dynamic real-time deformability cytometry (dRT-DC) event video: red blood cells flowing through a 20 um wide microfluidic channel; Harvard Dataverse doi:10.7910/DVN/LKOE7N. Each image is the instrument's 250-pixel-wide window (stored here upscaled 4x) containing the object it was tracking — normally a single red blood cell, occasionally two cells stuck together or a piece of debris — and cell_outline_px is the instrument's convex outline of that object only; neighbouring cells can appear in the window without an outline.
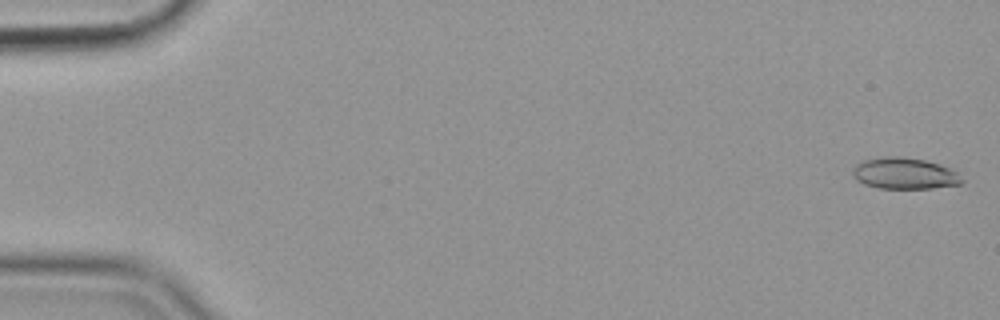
{"species": "common noctule bat (a hibernating species)", "species_latin": "Nyctalus noctula", "temperature_condition": "cold", "stored_images_in_passage": 9, "camera_frame_rate_fps": 3000, "um_per_image_px": 0.085, "animal": {"sex": "female", "body_mass_g": 19.9}, "frame": {"image": 1, "passage_image": 2, "time_ms": 0.333, "image_size_px": [1000, 320], "cell_outline_px": [[964, 180], [960, 184], [932, 188], [880, 188], [864, 184], [856, 180], [852, 176], [852, 168], [856, 164], [864, 160], [884, 156], [900, 156], [924, 160], [948, 168], [956, 172]], "centroid_in_image_um": [76.83, 14.74], "position_along_channel_um": 8.2, "area_um2": 19.83}}